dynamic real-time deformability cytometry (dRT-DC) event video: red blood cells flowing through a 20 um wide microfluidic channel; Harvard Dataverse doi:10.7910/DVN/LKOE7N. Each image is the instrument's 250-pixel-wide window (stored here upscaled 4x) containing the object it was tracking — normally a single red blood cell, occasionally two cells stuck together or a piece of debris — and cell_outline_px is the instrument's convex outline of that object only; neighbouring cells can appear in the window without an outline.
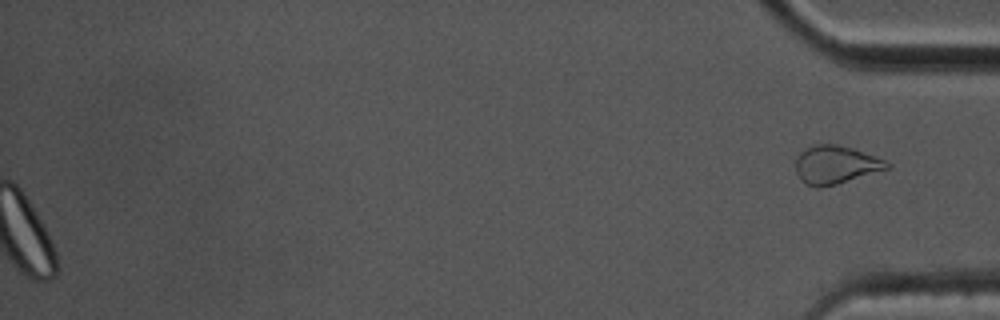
{"species": "common noctule bat (a hibernating species)", "species_latin": "Nyctalus noctula", "temperature_condition": "cold", "stored_images_in_passage": 54, "segment_of_instrument_passage": [2, 2], "camera_frame_rate_fps": 3000, "um_per_image_px": 0.085, "animal": {"sex": "male", "body_mass_g": 17.5, "forearm_length_mm": 52.3}, "frame": {"image": 1, "passage_image": 54, "time_ms": 17.667, "image_size_px": [1000, 320], "cell_outline_px": [[892, 168], [836, 184], [820, 188], [816, 188], [804, 184], [800, 180], [796, 172], [796, 156], [804, 148], [816, 144], [836, 144], [852, 148], [884, 160], [892, 164]], "centroid_in_image_um": [71.01, 14.02], "position_along_channel_um": 364.2, "area_um2": 20.52}}